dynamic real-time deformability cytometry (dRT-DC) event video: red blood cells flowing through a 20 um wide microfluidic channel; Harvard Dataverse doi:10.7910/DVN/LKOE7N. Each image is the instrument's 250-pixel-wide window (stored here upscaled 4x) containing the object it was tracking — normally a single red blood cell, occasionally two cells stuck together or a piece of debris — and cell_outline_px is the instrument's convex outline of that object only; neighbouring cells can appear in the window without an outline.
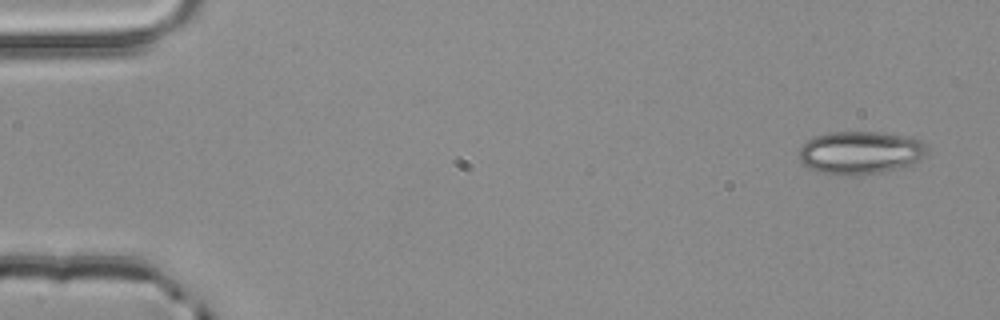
{"species": "common noctule bat (a hibernating species)", "species_latin": "Nyctalus noctula", "temperature_condition": "room temperature", "stored_images_in_passage": 3, "camera_frame_rate_fps": 3000, "um_per_image_px": 0.085, "animal": {"sex": "male", "body_mass_g": 20.4}, "frame": {"image": 1, "passage_image": 1, "time_ms": 0.0, "image_size_px": [1000, 320], "cell_outline_px": [[928, 152], [920, 160], [896, 168], [880, 172], [860, 176], [848, 176], [820, 172], [808, 168], [800, 160], [800, 144], [816, 136], [832, 132], [880, 132], [924, 140], [928, 148]], "centroid_in_image_um": [73.13, 12.97], "position_along_channel_um": 11.9, "area_um2": 32.08}}